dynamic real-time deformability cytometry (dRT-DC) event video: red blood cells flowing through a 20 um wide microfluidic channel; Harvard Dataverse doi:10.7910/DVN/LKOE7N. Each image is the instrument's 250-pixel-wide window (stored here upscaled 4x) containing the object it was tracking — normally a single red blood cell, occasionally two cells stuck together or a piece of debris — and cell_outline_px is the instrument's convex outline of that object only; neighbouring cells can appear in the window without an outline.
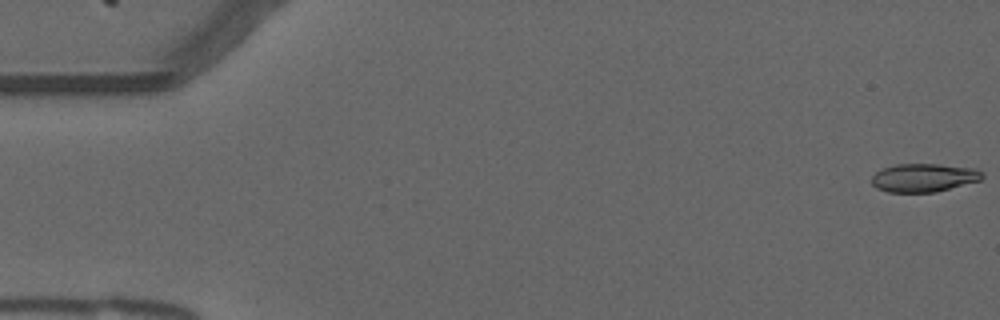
{"species": "common noctule bat (a hibernating species)", "species_latin": "Nyctalus noctula", "temperature_condition": "warm", "stored_images_in_passage": 20, "camera_frame_rate_fps": 3000, "um_per_image_px": 0.085, "animal": {"sex": "male", "forearm_length_mm": 52.5}, "frame": {"image": 1, "passage_image": 1, "time_ms": 0.0, "image_size_px": [1000, 320], "cell_outline_px": [[984, 176], [980, 180], [936, 192], [888, 192], [876, 188], [872, 184], [872, 176], [880, 168], [896, 164], [940, 164], [976, 168], [984, 172]], "centroid_in_image_um": [78.52, 15.09], "position_along_channel_um": 6.5, "area_um2": 18.44}}
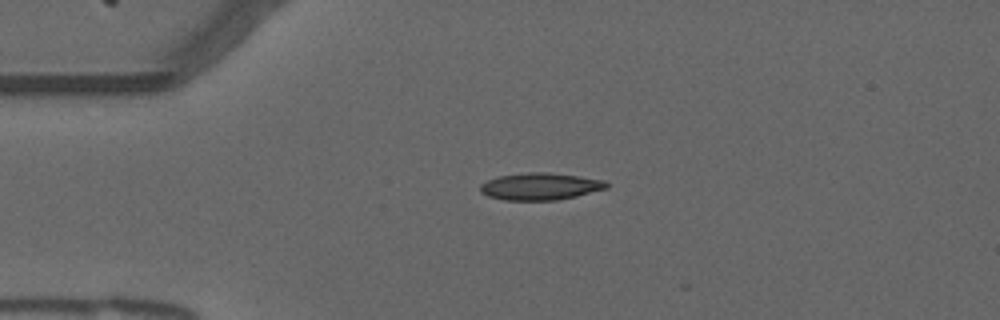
{"frame": {"image": 2, "passage_image": 13, "time_ms": 4.0, "image_size_px": [1000, 320], "cell_outline_px": [[608, 188], [576, 196], [556, 200], [504, 200], [488, 196], [480, 192], [480, 184], [496, 176], [528, 172], [548, 172], [604, 180], [608, 184]], "centroid_in_image_um": [45.89, 15.84], "position_along_channel_um": 39.1, "area_um2": 19.88}}
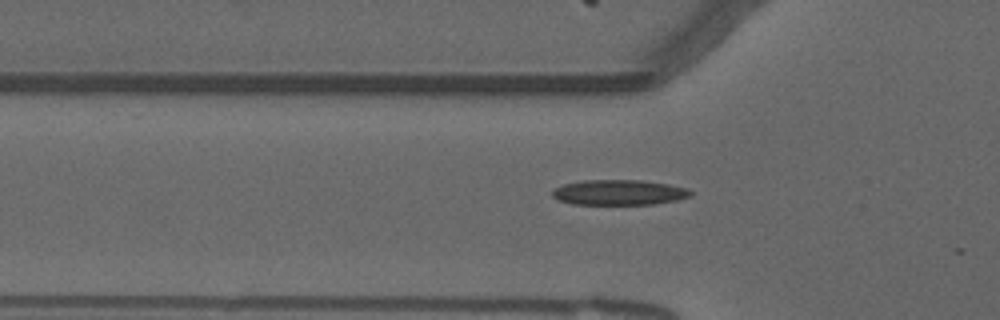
{"frame": {"image": 3, "passage_image": 18, "time_ms": 5.667, "image_size_px": [1000, 320], "cell_outline_px": [[692, 196], [676, 200], [652, 204], [572, 204], [556, 200], [552, 196], [552, 188], [564, 184], [584, 180], [640, 180], [668, 184], [688, 188], [692, 192]], "centroid_in_image_um": [52.58, 16.35], "position_along_channel_um": 73.2, "area_um2": 20.46}}